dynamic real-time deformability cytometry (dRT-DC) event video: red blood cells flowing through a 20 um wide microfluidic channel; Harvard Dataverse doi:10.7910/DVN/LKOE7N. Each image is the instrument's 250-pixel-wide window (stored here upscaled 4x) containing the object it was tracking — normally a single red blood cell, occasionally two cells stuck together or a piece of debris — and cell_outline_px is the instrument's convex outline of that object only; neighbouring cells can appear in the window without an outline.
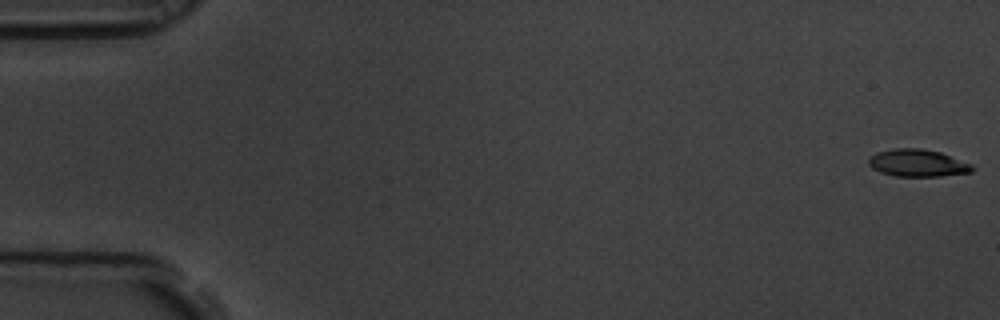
{"species": "common noctule bat (a hibernating species)", "species_latin": "Nyctalus noctula", "temperature_condition": "room temperature", "stored_images_in_passage": 11, "camera_frame_rate_fps": 3000, "um_per_image_px": 0.085, "animal": {"sex": "male", "body_mass_g": 19.5, "forearm_length_mm": 54.6}, "frame": {"image": 1, "passage_image": 1, "time_ms": 0.0, "image_size_px": [1000, 320], "cell_outline_px": [[976, 168], [972, 172], [940, 176], [896, 176], [880, 172], [872, 168], [868, 164], [868, 156], [876, 152], [896, 148], [920, 148], [940, 152], [972, 164]], "centroid_in_image_um": [77.99, 13.85], "position_along_channel_um": 7.0, "area_um2": 16.59}}